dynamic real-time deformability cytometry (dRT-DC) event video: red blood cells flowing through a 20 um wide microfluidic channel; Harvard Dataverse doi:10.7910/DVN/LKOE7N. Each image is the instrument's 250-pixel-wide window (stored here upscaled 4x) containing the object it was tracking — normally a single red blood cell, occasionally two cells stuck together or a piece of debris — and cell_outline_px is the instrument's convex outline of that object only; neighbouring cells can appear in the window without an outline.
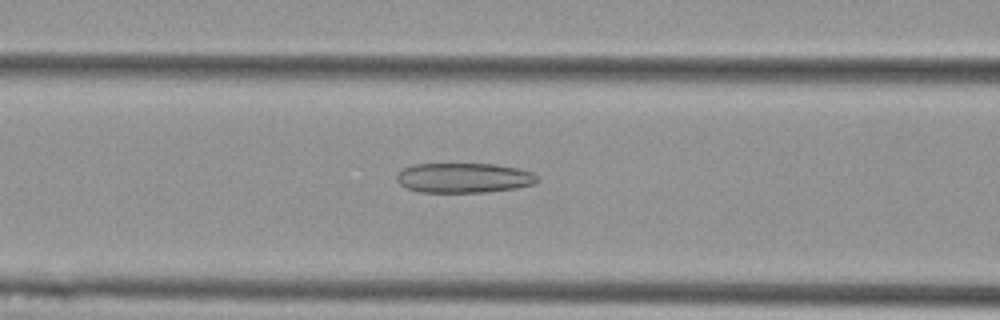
{"species": "Egyptian fruit bat (a non-hibernating species)", "species_latin": "Rousettus aegyptiacus", "temperature_condition": "cold", "stored_images_in_passage": 53, "camera_frame_rate_fps": 3000, "um_per_image_px": 0.085, "animal": {"sex": "female"}, "frame": {"image": 1, "passage_image": 21, "time_ms": 6.667, "image_size_px": [1000, 320], "cell_outline_px": [[540, 180], [536, 184], [516, 188], [488, 192], [420, 192], [408, 188], [400, 184], [396, 180], [396, 176], [404, 168], [412, 164], [496, 164], [516, 168], [532, 172], [540, 176]], "centroid_in_image_um": [39.48, 15.12], "position_along_channel_um": 127.1, "area_um2": 24.62}}
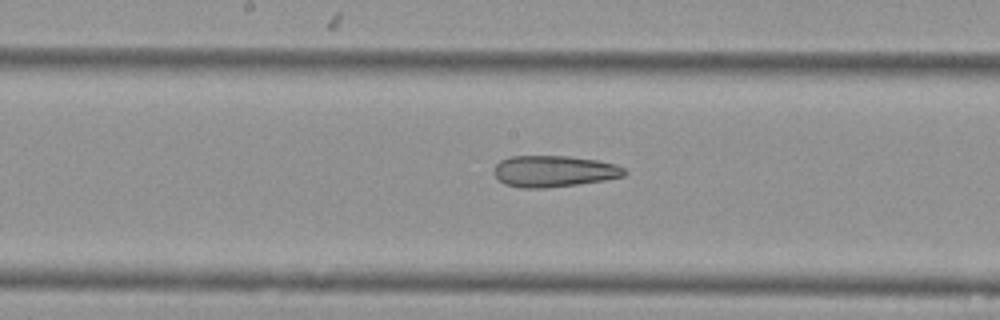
{"frame": {"image": 2, "passage_image": 27, "time_ms": 8.667, "image_size_px": [1000, 320], "cell_outline_px": [[628, 172], [624, 176], [604, 180], [548, 188], [520, 188], [504, 184], [492, 172], [492, 168], [500, 160], [512, 156], [568, 156], [596, 160], [616, 164], [624, 168]], "centroid_in_image_um": [47.05, 14.55], "position_along_channel_um": 201.1, "area_um2": 23.99}}
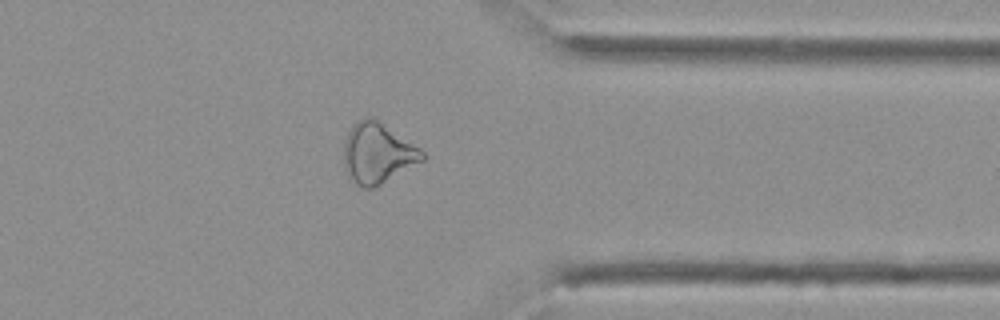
{"frame": {"image": 3, "passage_image": 42, "time_ms": 13.667, "image_size_px": [1000, 320], "cell_outline_px": [[424, 160], [380, 184], [372, 188], [364, 188], [356, 184], [344, 172], [344, 140], [352, 124], [356, 120], [364, 116], [372, 116], [420, 148], [424, 152]], "centroid_in_image_um": [32.05, 13.0], "position_along_channel_um": 379.3, "area_um2": 27.69}, "authors_computed_cell_mechanics": {"area_um2": 28.6688, "velocity_mm_per_s": 3.7077, "shape_relaxation_time_tau1_ms": null, "shape_relaxation_time_tau2_ms": 3.9481, "deformation_change_tau1": null, "deformation_change_tau2": 0.1465}}